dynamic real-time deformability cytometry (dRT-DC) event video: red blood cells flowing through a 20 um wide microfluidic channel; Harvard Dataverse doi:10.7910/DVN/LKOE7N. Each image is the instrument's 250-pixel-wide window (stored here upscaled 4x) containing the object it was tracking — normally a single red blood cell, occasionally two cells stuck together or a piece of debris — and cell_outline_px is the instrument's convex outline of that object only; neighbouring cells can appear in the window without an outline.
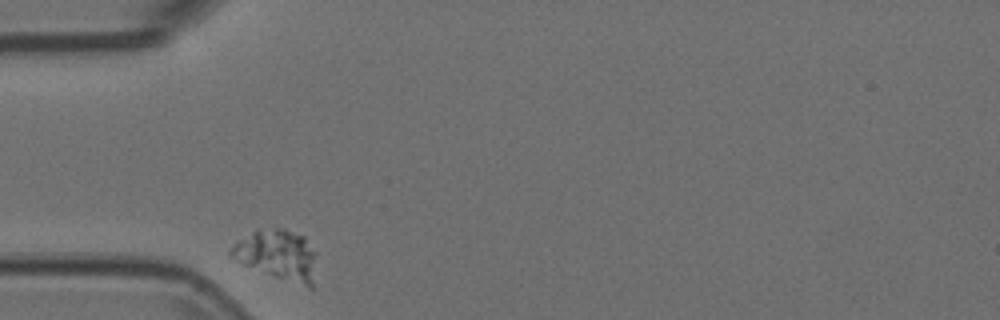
{"species": "Egyptian fruit bat (a non-hibernating species)", "species_latin": "Rousettus aegyptiacus", "temperature_condition": "room temperature", "stored_images_in_passage": 32, "camera_frame_rate_fps": 3000, "um_per_image_px": 0.085, "animal": {"sex": "female"}, "frame": {"image": 1, "passage_image": 1, "time_ms": 0.0, "image_size_px": [1000, 320], "cell_outline_px": [[316, 252], [312, 288], [276, 276], [244, 264], [228, 256], [228, 252], [232, 244], [256, 228], [284, 228], [304, 236]], "centroid_in_image_um": [23.56, 21.6], "position_along_channel_um": 61.4, "area_um2": 24.74}}
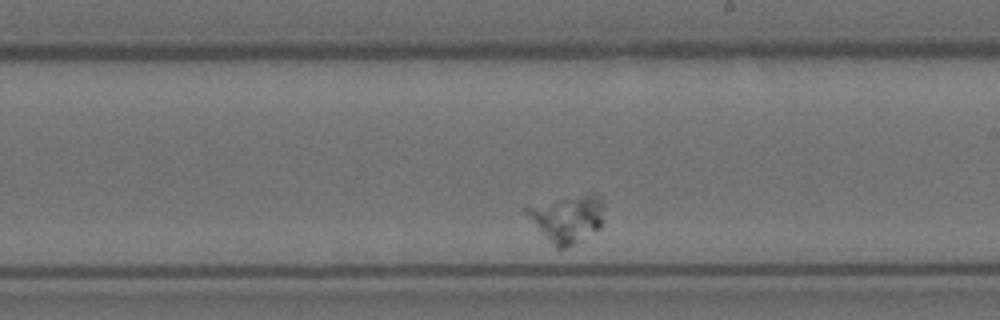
{"frame": {"image": 2, "passage_image": 19, "time_ms": 6.0, "image_size_px": [1000, 320], "cell_outline_px": [[604, 204], [600, 228], [576, 244], [564, 248], [556, 248], [552, 244], [524, 212], [524, 208], [592, 192], [596, 192], [600, 196]], "centroid_in_image_um": [48.29, 18.58], "position_along_channel_um": 240.7, "area_um2": 20.87}}
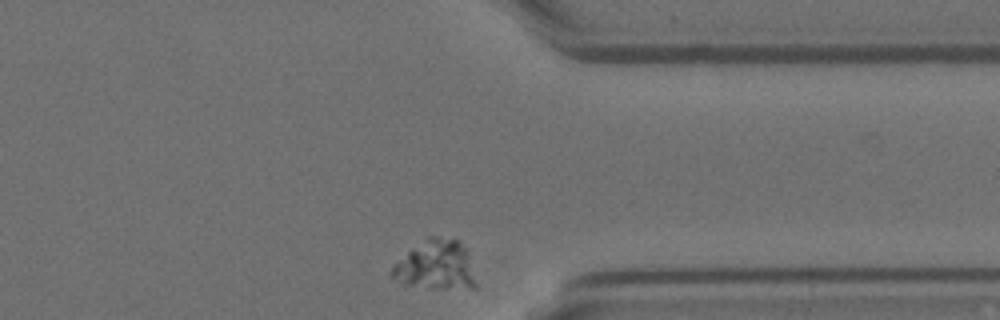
{"frame": {"image": 3, "passage_image": 32, "time_ms": 10.333, "image_size_px": [1000, 320], "cell_outline_px": [[476, 288], [432, 288], [400, 284], [392, 276], [392, 264], [412, 248], [428, 236], [436, 236], [456, 240], [468, 248], [476, 284]], "centroid_in_image_um": [37.05, 22.54], "position_along_channel_um": 374.4, "area_um2": 24.33}}